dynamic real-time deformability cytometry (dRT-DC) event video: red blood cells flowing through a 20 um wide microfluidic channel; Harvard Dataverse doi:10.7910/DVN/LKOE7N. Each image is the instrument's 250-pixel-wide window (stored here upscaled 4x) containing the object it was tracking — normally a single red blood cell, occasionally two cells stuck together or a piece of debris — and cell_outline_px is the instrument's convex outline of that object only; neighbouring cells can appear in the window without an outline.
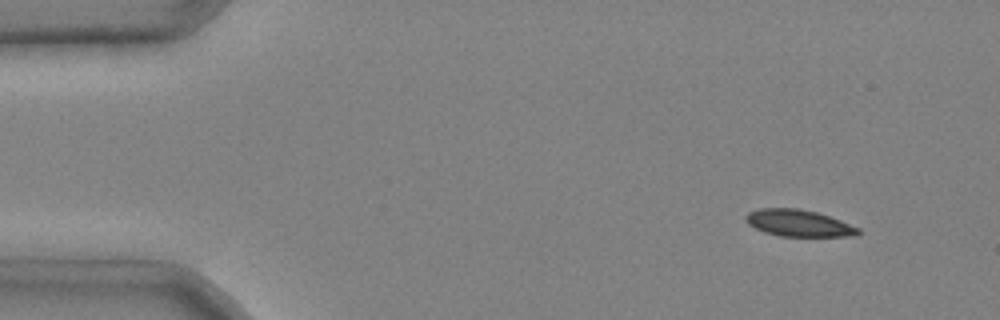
{"species": "common noctule bat (a hibernating species)", "species_latin": "Nyctalus noctula", "temperature_condition": "cold", "stored_images_in_passage": 6, "camera_frame_rate_fps": 3000, "um_per_image_px": 0.085, "animal": {"sex": "male", "body_mass_g": 20.4}, "frame": {"image": 1, "passage_image": 1, "time_ms": 0.0, "image_size_px": [1000, 320], "cell_outline_px": [[860, 232], [856, 236], [780, 236], [764, 232], [748, 224], [744, 220], [744, 216], [748, 212], [760, 208], [800, 208], [816, 212], [840, 220], [860, 228]], "centroid_in_image_um": [67.86, 18.96], "position_along_channel_um": 17.1, "area_um2": 17.57}}
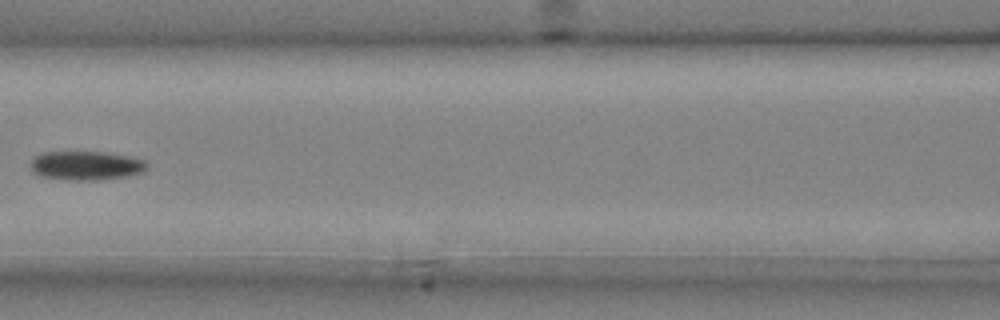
{"frame": {"image": 2, "passage_image": 5, "time_ms": 1.333, "image_size_px": [1000, 320], "cell_outline_px": [[148, 168], [144, 172], [128, 176], [100, 180], [64, 180], [40, 176], [32, 172], [32, 160], [36, 156], [44, 152], [104, 152], [128, 156], [144, 160], [148, 164]], "centroid_in_image_um": [7.35, 14.09], "position_along_channel_um": 159.3, "area_um2": 19.77}}
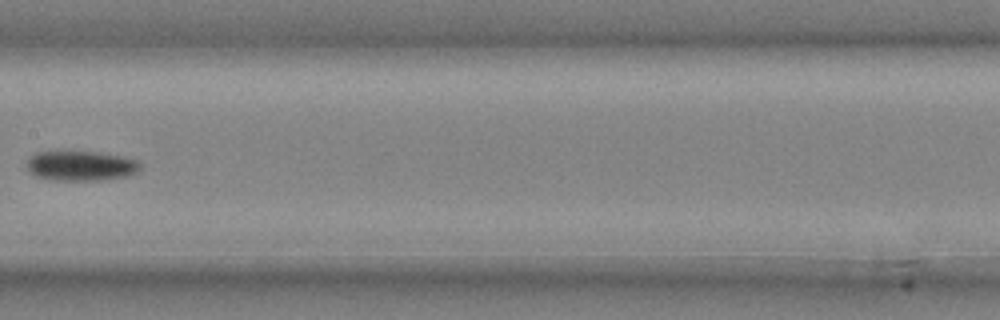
{"frame": {"image": 3, "passage_image": 6, "time_ms": 1.667, "image_size_px": [1000, 320], "cell_outline_px": [[140, 168], [136, 172], [124, 176], [100, 180], [52, 180], [36, 176], [28, 172], [24, 164], [28, 156], [36, 152], [100, 152], [124, 156], [140, 160]], "centroid_in_image_um": [6.82, 14.08], "position_along_channel_um": 200.6, "area_um2": 20.0}}